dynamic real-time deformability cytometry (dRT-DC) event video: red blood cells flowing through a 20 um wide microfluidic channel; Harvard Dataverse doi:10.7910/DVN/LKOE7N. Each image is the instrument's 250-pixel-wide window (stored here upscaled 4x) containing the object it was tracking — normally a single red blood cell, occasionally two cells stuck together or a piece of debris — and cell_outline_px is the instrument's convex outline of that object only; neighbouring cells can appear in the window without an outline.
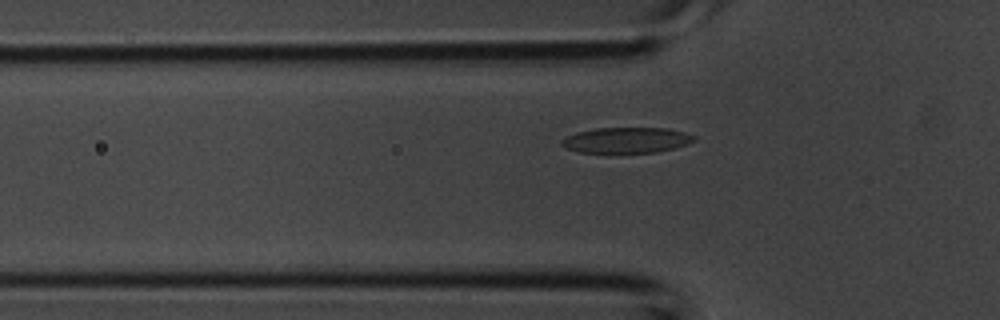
{"species": "common noctule bat (a hibernating species)", "species_latin": "Nyctalus noctula", "temperature_condition": "room temperature", "stored_images_in_passage": 5, "segment_of_instrument_passage": [2, 2], "camera_frame_rate_fps": 3000, "um_per_image_px": 0.085, "animal": {"sex": "male", "body_mass_g": 20.1, "forearm_length_mm": 53.5}, "frame": {"image": 1, "passage_image": 5, "time_ms": 1.333, "image_size_px": [1000, 320], "cell_outline_px": [[696, 140], [688, 144], [656, 152], [580, 152], [568, 148], [560, 144], [560, 140], [576, 132], [596, 128], [668, 128], [684, 132], [696, 136]], "centroid_in_image_um": [53.27, 11.9], "position_along_channel_um": 72.5, "area_um2": 19.59}}